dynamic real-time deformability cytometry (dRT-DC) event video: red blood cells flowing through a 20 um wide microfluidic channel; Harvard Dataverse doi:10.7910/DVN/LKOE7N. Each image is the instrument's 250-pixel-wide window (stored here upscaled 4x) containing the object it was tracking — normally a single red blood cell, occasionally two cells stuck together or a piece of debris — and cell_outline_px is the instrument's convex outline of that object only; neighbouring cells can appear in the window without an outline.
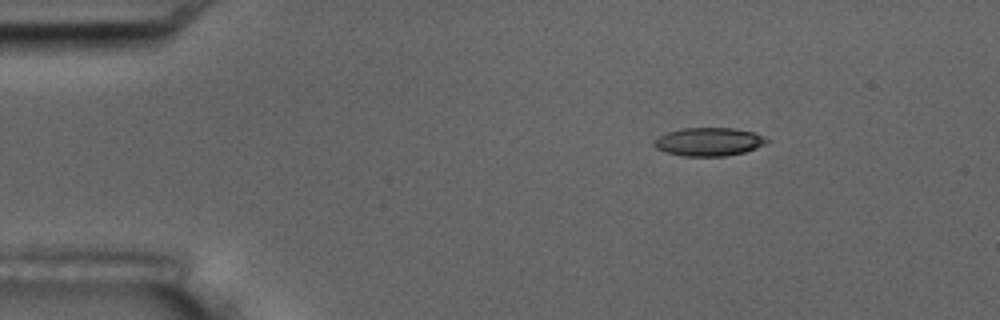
{"species": "common noctule bat (a hibernating species)", "species_latin": "Nyctalus noctula", "temperature_condition": "room temperature", "stored_images_in_passage": 3, "camera_frame_rate_fps": 3000, "um_per_image_px": 0.085, "animal": {"sex": "male", "body_mass_g": 17.5, "forearm_length_mm": 52.3}, "frame": {"image": 1, "passage_image": 1, "time_ms": 0.0, "image_size_px": [1000, 320], "cell_outline_px": [[772, 140], [768, 144], [744, 152], [724, 156], [684, 156], [668, 152], [656, 148], [652, 144], [660, 136], [668, 132], [680, 128], [732, 128], [752, 132], [764, 136]], "centroid_in_image_um": [60.31, 12.05], "position_along_channel_um": 24.7, "area_um2": 18.55}}